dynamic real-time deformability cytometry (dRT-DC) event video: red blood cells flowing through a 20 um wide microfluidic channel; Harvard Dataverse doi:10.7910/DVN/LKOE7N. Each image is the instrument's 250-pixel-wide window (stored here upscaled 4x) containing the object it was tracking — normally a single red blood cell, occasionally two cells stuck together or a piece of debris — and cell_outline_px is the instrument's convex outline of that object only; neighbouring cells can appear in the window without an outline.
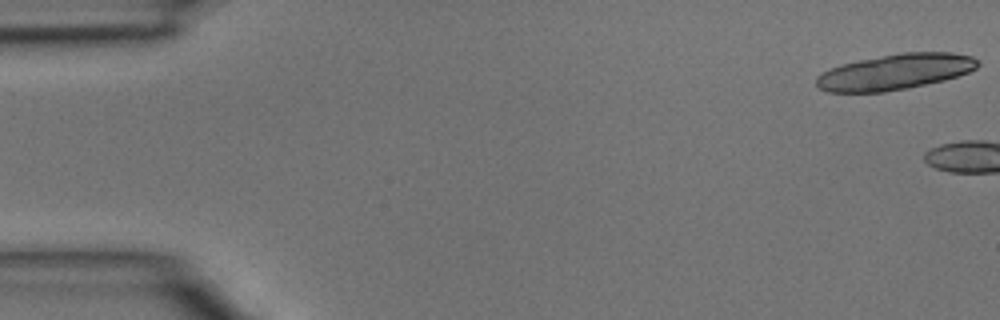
{"species": "common noctule bat (a hibernating species)", "species_latin": "Nyctalus noctula", "temperature_condition": "room temperature", "stored_images_in_passage": 4, "camera_frame_rate_fps": 3000, "um_per_image_px": 0.085, "animal": {"sex": "male", "body_mass_g": 15.6}, "frame": {"image": 1, "passage_image": 1, "time_ms": 0.0, "image_size_px": [1000, 320], "cell_outline_px": [[980, 64], [976, 68], [968, 72], [944, 80], [908, 88], [884, 92], [828, 92], [820, 88], [816, 84], [816, 76], [840, 64], [880, 56], [904, 52], [952, 52], [972, 56], [980, 60]], "centroid_in_image_um": [76.11, 6.1], "position_along_channel_um": 8.9, "area_um2": 33.47}}